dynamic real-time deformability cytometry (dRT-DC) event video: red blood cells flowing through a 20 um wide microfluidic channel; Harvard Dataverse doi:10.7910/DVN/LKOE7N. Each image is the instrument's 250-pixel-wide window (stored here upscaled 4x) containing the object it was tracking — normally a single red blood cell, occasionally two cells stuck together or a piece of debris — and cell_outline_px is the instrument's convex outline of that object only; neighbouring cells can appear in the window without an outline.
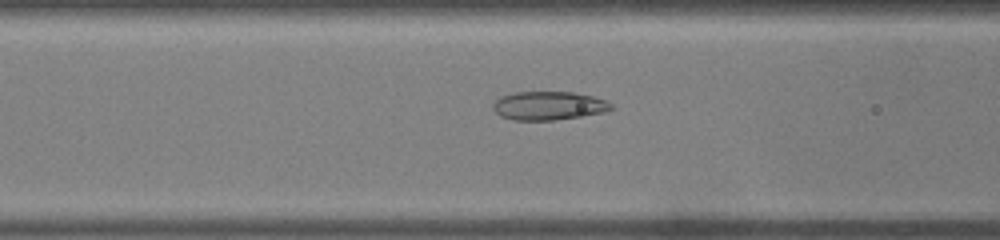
{"species": "common noctule bat (a hibernating species)", "species_latin": "Nyctalus noctula", "temperature_condition": "warm", "stored_images_in_passage": 50, "camera_frame_rate_fps": 3000, "um_per_image_px": 0.085, "animal": {"sex": "male", "body_mass_g": 19.0, "forearm_length_mm": 50.8}, "frame": {"image": 1, "passage_image": 21, "time_ms": 6.667, "image_size_px": [1000, 240], "cell_outline_px": [[616, 108], [608, 112], [552, 120], [512, 120], [500, 116], [492, 108], [492, 104], [500, 96], [512, 92], [572, 92], [592, 96], [604, 100], [612, 104]], "centroid_in_image_um": [46.63, 8.98], "position_along_channel_um": 120.0, "area_um2": 19.83}}
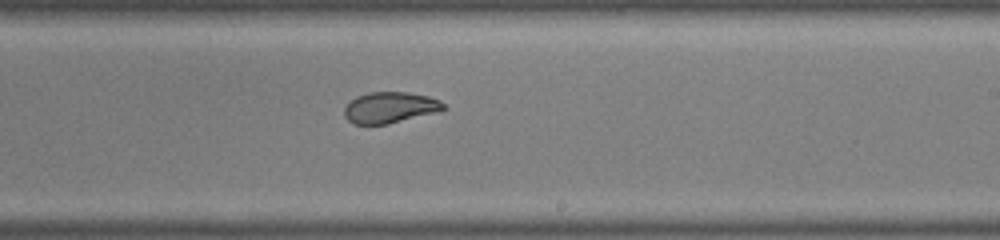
{"frame": {"image": 2, "passage_image": 31, "time_ms": 10.0, "image_size_px": [1000, 240], "cell_outline_px": [[448, 108], [440, 112], [388, 124], [352, 124], [344, 116], [344, 108], [356, 96], [368, 92], [408, 92], [428, 96], [440, 100]], "centroid_in_image_um": [33.19, 9.14], "position_along_channel_um": 255.8, "area_um2": 18.21}}
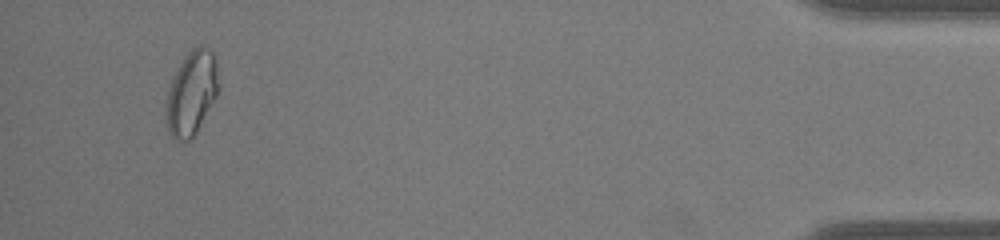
{"frame": {"image": 3, "passage_image": 48, "time_ms": 15.667, "image_size_px": [1000, 240], "cell_outline_px": [[216, 96], [196, 132], [188, 140], [176, 140], [168, 132], [168, 92], [172, 80], [184, 56], [192, 48], [200, 44], [204, 44], [212, 52], [216, 60]], "centroid_in_image_um": [16.29, 7.86], "position_along_channel_um": 418.9, "area_um2": 24.62}}